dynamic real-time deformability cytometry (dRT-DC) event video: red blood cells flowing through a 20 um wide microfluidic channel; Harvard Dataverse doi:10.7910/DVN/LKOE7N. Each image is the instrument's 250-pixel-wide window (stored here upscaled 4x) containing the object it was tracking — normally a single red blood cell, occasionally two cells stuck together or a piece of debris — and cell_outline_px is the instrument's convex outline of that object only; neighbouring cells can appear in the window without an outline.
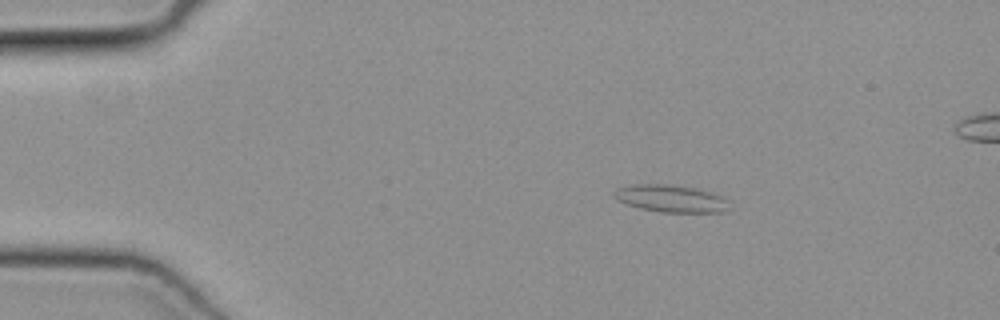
{"species": "common noctule bat (a hibernating species)", "species_latin": "Nyctalus noctula", "temperature_condition": "cold", "stored_images_in_passage": 52, "segment_of_instrument_passage": [1, 2], "camera_frame_rate_fps": 3000, "um_per_image_px": 0.085, "animal": {"sex": "female", "body_mass_g": 19.3, "forearm_length_mm": 54.1}, "frame": {"image": 1, "passage_image": 10, "time_ms": 3.0, "image_size_px": [1000, 320], "cell_outline_px": [[728, 200], [724, 212], [660, 212], [640, 208], [616, 200], [612, 192], [616, 188], [636, 184], [664, 184], [692, 188], [708, 192], [720, 196]], "centroid_in_image_um": [56.94, 16.88], "position_along_channel_um": 28.1, "area_um2": 17.92}}
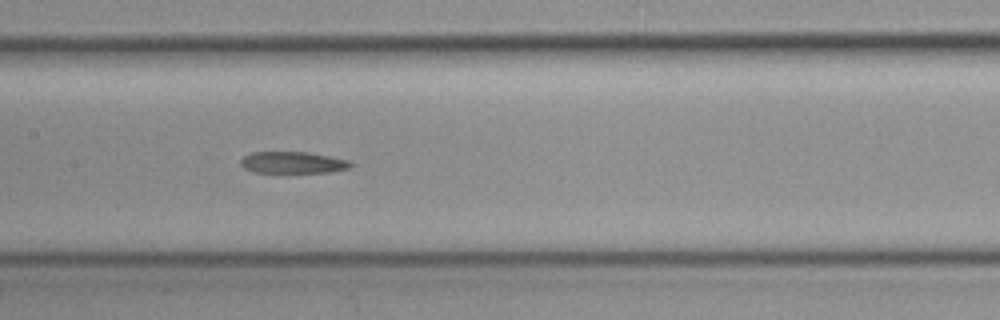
{"frame": {"image": 2, "passage_image": 26, "time_ms": 8.333, "image_size_px": [1000, 320], "cell_outline_px": [[352, 168], [328, 172], [252, 172], [244, 168], [240, 164], [240, 160], [244, 156], [252, 152], [308, 152], [348, 160], [352, 164]], "centroid_in_image_um": [24.87, 13.81], "position_along_channel_um": 182.5, "area_um2": 13.81}}
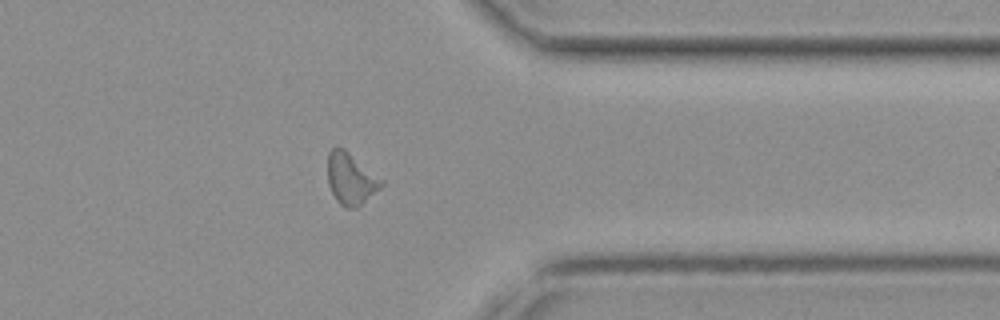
{"frame": {"image": 3, "passage_image": 41, "time_ms": 13.333, "image_size_px": [1000, 320], "cell_outline_px": [[384, 184], [380, 188], [356, 208], [344, 208], [336, 200], [328, 184], [328, 152], [332, 148], [344, 148], [384, 180]], "centroid_in_image_um": [29.82, 15.2], "position_along_channel_um": 381.6, "area_um2": 16.07}}